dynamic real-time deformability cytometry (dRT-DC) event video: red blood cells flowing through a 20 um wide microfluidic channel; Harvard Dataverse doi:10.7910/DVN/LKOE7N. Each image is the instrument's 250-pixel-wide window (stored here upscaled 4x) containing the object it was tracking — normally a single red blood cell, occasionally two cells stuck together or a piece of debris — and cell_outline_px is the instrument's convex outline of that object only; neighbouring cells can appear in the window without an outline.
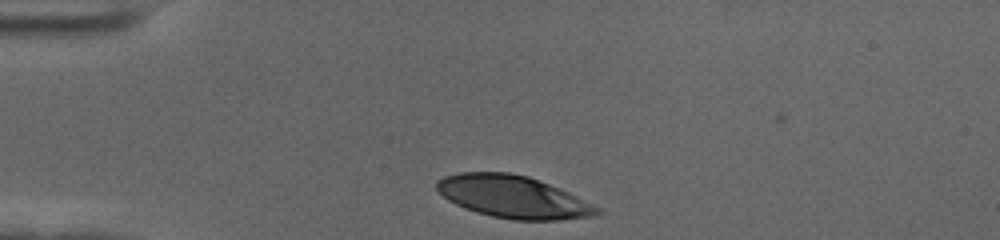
{"species": "human", "species_latin": "Homo sapiens", "temperature_condition": "cold", "stored_images_in_passage": 33, "camera_frame_rate_fps": 3000, "um_per_image_px": 0.085, "donor": {"sex": "female"}, "frame": {"image": 1, "passage_image": 1, "time_ms": 0.0, "image_size_px": [1000, 240], "cell_outline_px": [[604, 212], [596, 216], [560, 220], [512, 220], [492, 216], [476, 212], [464, 208], [448, 200], [436, 188], [436, 180], [444, 176], [460, 172], [508, 172], [528, 176], [548, 184], [576, 196], [600, 208]], "centroid_in_image_um": [43.61, 16.74], "position_along_channel_um": 41.4, "area_um2": 39.48}}
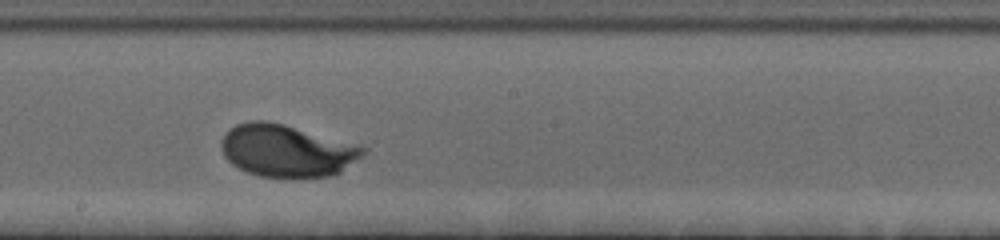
{"frame": {"image": 2, "passage_image": 19, "time_ms": 6.0, "image_size_px": [1000, 240], "cell_outline_px": [[368, 148], [360, 156], [340, 172], [332, 176], [292, 180], [288, 180], [260, 176], [248, 172], [232, 164], [224, 156], [220, 144], [224, 132], [236, 124], [248, 120], [264, 120], [284, 124]], "centroid_in_image_um": [24.32, 12.84], "position_along_channel_um": 223.9, "area_um2": 43.58}}
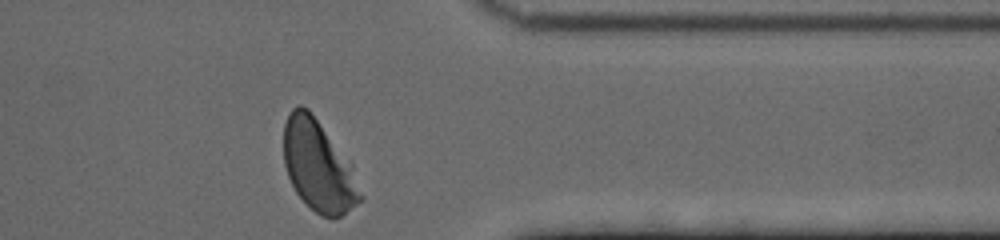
{"frame": {"image": 3, "passage_image": 33, "time_ms": 10.667, "image_size_px": [1000, 240], "cell_outline_px": [[364, 200], [340, 216], [332, 220], [320, 216], [296, 192], [288, 176], [284, 164], [284, 124], [288, 112], [292, 108], [300, 104], [308, 108], [312, 112], [352, 164], [364, 196]], "centroid_in_image_um": [27.09, 14.11], "position_along_channel_um": 384.3, "area_um2": 40.98}, "authors_computed_cell_mechanics": {"area_um2": 41.3848, "velocity_mm_per_s": 3.614, "shape_relaxation_time_tau1_ms": 2.5803, "shape_relaxation_time_tau2_ms": null, "deformation_change_tau1": 0.171, "deformation_change_tau2": null}}